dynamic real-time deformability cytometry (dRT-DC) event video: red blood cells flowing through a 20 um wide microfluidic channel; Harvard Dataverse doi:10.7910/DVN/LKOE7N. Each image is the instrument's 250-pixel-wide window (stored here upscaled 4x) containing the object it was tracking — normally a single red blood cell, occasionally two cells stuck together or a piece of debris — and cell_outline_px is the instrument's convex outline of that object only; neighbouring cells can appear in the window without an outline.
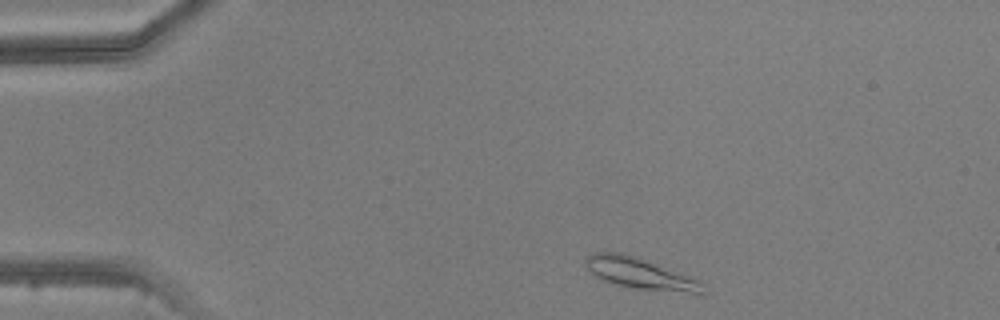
{"species": "common noctule bat (a hibernating species)", "species_latin": "Nyctalus noctula", "temperature_condition": "warm", "stored_images_in_passage": 2, "camera_frame_rate_fps": 3000, "um_per_image_px": 0.085, "animal": {"sex": "male", "body_mass_g": 20.5, "forearm_length_mm": 52.5}, "frame": {"image": 1, "passage_image": 1, "time_ms": 0.0, "image_size_px": [1000, 320], "cell_outline_px": [[704, 296], [700, 296], [636, 288], [616, 284], [604, 280], [596, 276], [584, 264], [584, 260], [588, 256], [596, 252], [620, 252], [640, 256], [684, 272], [700, 280], [704, 284]], "centroid_in_image_um": [54.59, 23.26], "position_along_channel_um": 30.4, "area_um2": 22.31}}